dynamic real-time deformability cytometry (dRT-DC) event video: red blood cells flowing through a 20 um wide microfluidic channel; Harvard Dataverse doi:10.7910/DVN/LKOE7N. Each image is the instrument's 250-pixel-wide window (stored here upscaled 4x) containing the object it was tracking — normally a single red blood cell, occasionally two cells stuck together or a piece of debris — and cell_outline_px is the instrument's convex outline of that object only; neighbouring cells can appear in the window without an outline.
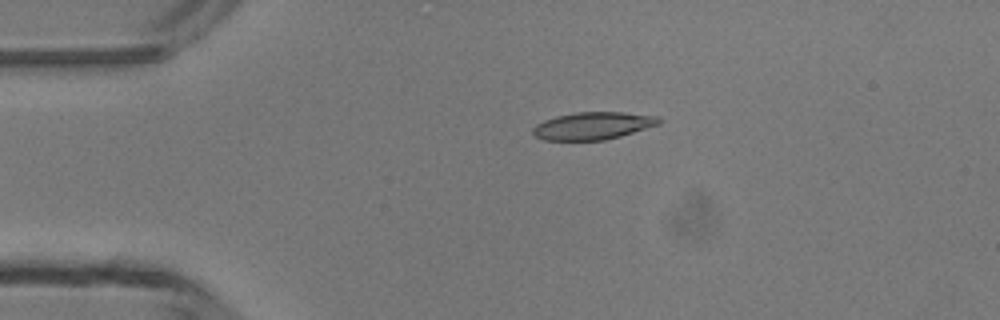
{"species": "common noctule bat (a hibernating species)", "species_latin": "Nyctalus noctula", "temperature_condition": "room temperature", "stored_images_in_passage": 4, "camera_frame_rate_fps": 3000, "um_per_image_px": 0.085, "animal": {"sex": "male", "body_mass_g": 13.3}, "frame": {"image": 1, "passage_image": 3, "time_ms": 2.333, "image_size_px": [1000, 320], "cell_outline_px": [[660, 124], [620, 136], [604, 140], [544, 140], [536, 136], [532, 132], [532, 128], [536, 124], [544, 120], [556, 116], [576, 112], [624, 112], [660, 116]], "centroid_in_image_um": [50.4, 10.68], "position_along_channel_um": 34.6, "area_um2": 20.17}}